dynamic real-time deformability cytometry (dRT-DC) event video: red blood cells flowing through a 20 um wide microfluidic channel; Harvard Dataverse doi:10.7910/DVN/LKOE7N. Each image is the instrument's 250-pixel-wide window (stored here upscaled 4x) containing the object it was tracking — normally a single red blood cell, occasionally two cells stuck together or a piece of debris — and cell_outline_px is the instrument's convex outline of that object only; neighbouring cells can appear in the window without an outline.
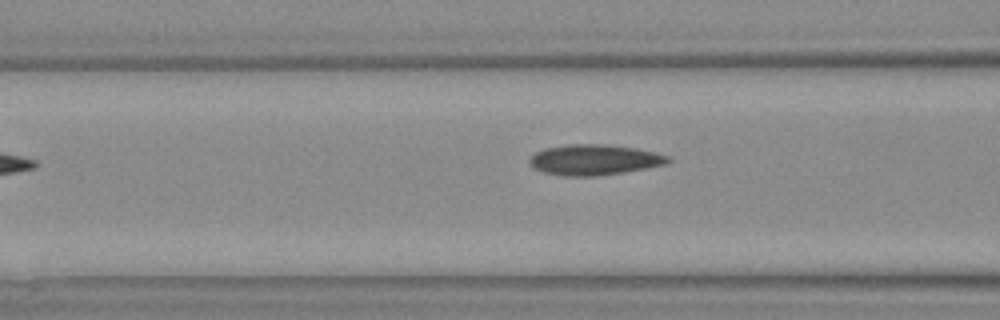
{"species": "Egyptian fruit bat (a non-hibernating species)", "species_latin": "Rousettus aegyptiacus", "temperature_condition": "warm", "stored_images_in_passage": 4, "camera_frame_rate_fps": 3000, "um_per_image_px": 0.085, "animal": {"sex": "female"}, "frame": {"image": 1, "passage_image": 4, "time_ms": 3.667, "image_size_px": [1000, 320], "cell_outline_px": [[672, 160], [668, 164], [648, 168], [624, 172], [596, 176], [564, 176], [544, 172], [532, 168], [528, 160], [536, 152], [544, 148], [568, 144], [600, 144], [636, 148], [656, 152], [668, 156]], "centroid_in_image_um": [50.53, 13.58], "position_along_channel_um": 116.1, "area_um2": 24.8}}